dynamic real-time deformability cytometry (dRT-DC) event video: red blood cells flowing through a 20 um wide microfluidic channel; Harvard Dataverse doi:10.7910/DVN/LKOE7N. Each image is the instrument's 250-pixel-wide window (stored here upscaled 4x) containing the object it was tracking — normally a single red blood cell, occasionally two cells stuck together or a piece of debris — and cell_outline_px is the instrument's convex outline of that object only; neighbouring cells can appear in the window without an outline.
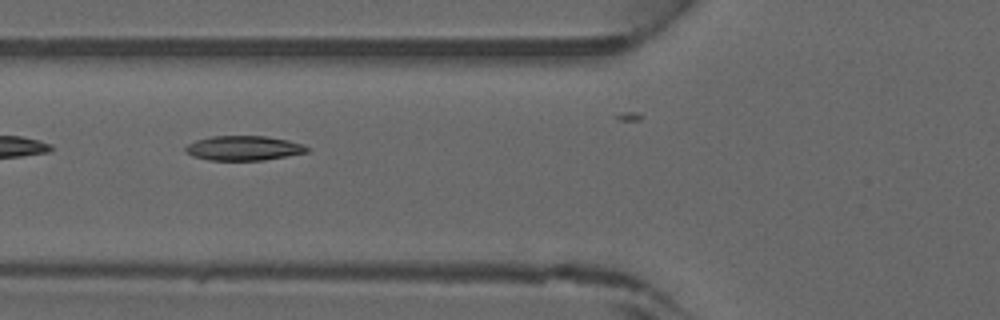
{"species": "common noctule bat (a hibernating species)", "species_latin": "Nyctalus noctula", "temperature_condition": "warm", "stored_images_in_passage": 23, "camera_frame_rate_fps": 3000, "um_per_image_px": 0.085, "animal": {"sex": "male", "forearm_length_mm": 52.5}, "frame": {"image": 1, "passage_image": 4, "time_ms": 1.0, "image_size_px": [1000, 320], "cell_outline_px": [[312, 148], [308, 152], [264, 160], [208, 160], [192, 156], [184, 152], [184, 148], [188, 144], [196, 140], [212, 136], [268, 136], [288, 140], [304, 144]], "centroid_in_image_um": [20.73, 12.59], "position_along_channel_um": 105.1, "area_um2": 17.63}}
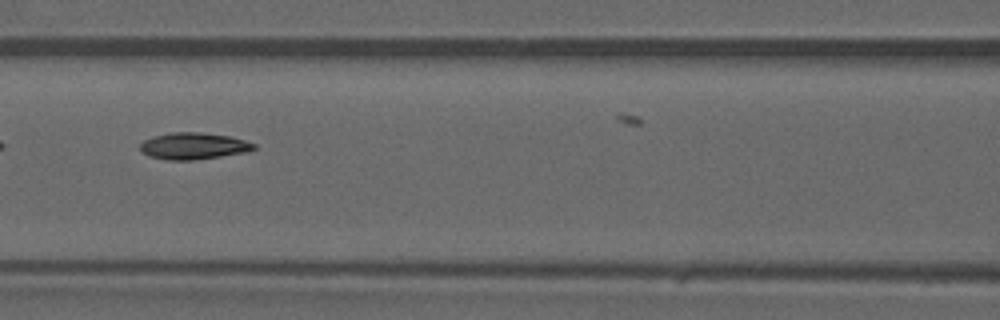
{"frame": {"image": 2, "passage_image": 7, "time_ms": 2.0, "image_size_px": [1000, 320], "cell_outline_px": [[256, 148], [248, 152], [192, 160], [168, 160], [148, 156], [140, 148], [140, 144], [144, 140], [152, 136], [172, 132], [200, 132], [232, 136], [256, 144]], "centroid_in_image_um": [16.46, 12.4], "position_along_channel_um": 150.1, "area_um2": 17.74}}